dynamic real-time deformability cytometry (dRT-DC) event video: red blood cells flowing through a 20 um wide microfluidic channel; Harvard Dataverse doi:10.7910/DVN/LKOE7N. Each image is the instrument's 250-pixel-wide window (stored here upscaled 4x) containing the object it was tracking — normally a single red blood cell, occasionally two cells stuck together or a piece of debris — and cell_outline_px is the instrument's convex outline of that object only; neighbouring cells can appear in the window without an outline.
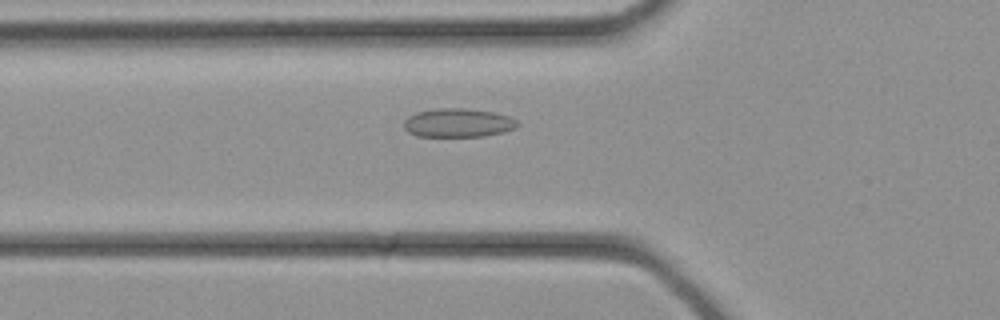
{"species": "common noctule bat (a hibernating species)", "species_latin": "Nyctalus noctula", "temperature_condition": "cold", "stored_images_in_passage": 30, "camera_frame_rate_fps": 3000, "um_per_image_px": 0.085, "animal": {"sex": "female", "body_mass_g": 21.9}, "frame": {"image": 1, "passage_image": 8, "time_ms": 2.333, "image_size_px": [1000, 320], "cell_outline_px": [[520, 124], [516, 128], [504, 132], [484, 136], [416, 136], [408, 132], [404, 128], [404, 120], [408, 116], [416, 112], [436, 108], [464, 108], [492, 112], [508, 116], [516, 120]], "centroid_in_image_um": [38.92, 10.44], "position_along_channel_um": 86.9, "area_um2": 19.07}}
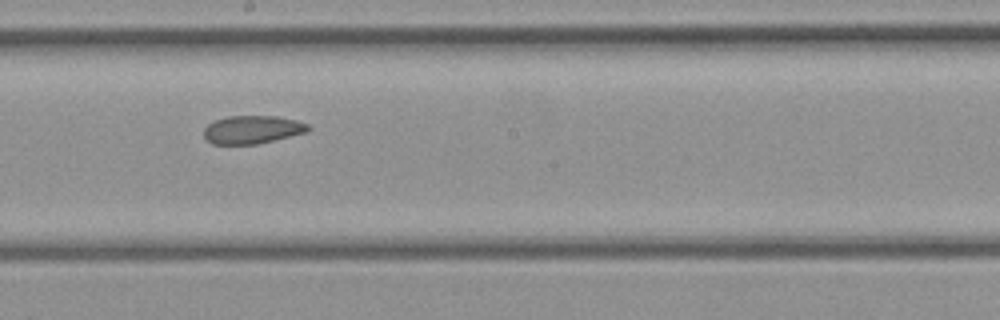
{"frame": {"image": 2, "passage_image": 15, "time_ms": 4.667, "image_size_px": [1000, 320], "cell_outline_px": [[312, 128], [308, 132], [256, 144], [212, 144], [204, 140], [204, 128], [208, 124], [216, 120], [228, 116], [276, 116], [296, 120], [308, 124]], "centroid_in_image_um": [21.44, 11.02], "position_along_channel_um": 226.8, "area_um2": 17.17}}
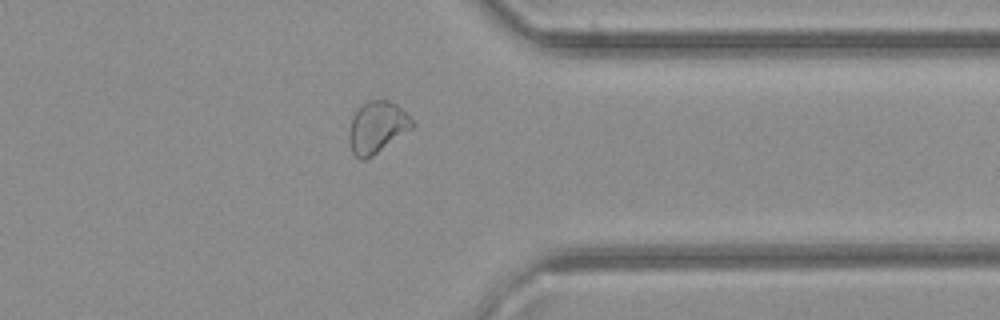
{"frame": {"image": 3, "passage_image": 23, "time_ms": 7.333, "image_size_px": [1000, 320], "cell_outline_px": [[416, 124], [412, 128], [372, 156], [364, 160], [360, 160], [352, 152], [348, 140], [348, 136], [352, 116], [360, 104], [368, 100], [388, 100], [396, 104]], "centroid_in_image_um": [32.01, 10.81], "position_along_channel_um": 379.4, "area_um2": 18.96}}